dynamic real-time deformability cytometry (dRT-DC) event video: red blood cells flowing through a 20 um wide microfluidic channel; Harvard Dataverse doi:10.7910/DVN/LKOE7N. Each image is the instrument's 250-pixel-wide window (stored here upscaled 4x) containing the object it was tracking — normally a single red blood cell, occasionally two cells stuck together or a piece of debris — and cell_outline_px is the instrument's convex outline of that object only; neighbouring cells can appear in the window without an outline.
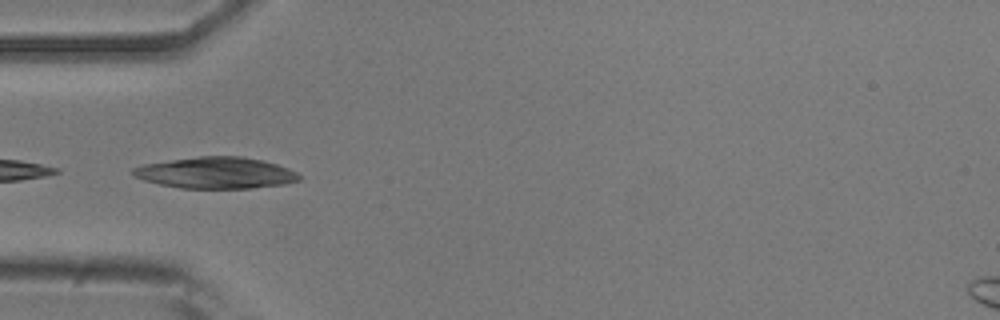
{"species": "common noctule bat (a hibernating species)", "species_latin": "Nyctalus noctula", "temperature_condition": "room temperature", "stored_images_in_passage": 39, "camera_frame_rate_fps": 3000, "um_per_image_px": 0.085, "animal": {"sex": "male", "body_mass_g": 20.5, "forearm_length_mm": 52.5}, "frame": {"image": 1, "passage_image": 16, "time_ms": 5.0, "image_size_px": [1000, 320], "cell_outline_px": [[300, 180], [284, 184], [248, 188], [180, 188], [160, 184], [144, 180], [132, 176], [132, 168], [144, 164], [200, 156], [240, 156], [260, 160], [276, 164], [288, 168], [296, 172], [300, 176]], "centroid_in_image_um": [18.33, 14.69], "position_along_channel_um": 66.7, "area_um2": 30.11}}